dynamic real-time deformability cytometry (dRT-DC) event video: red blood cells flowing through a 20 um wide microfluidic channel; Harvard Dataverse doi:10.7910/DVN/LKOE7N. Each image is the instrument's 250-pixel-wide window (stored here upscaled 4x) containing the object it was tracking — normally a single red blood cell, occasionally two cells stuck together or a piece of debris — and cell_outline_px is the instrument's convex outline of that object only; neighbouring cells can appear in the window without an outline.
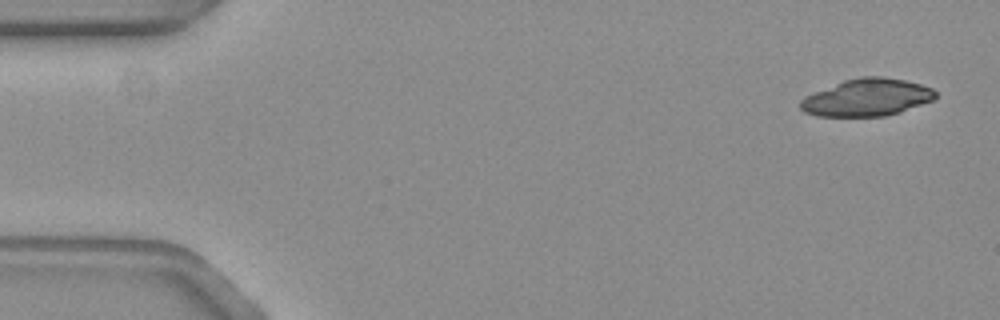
{"species": "common noctule bat (a hibernating species)", "species_latin": "Nyctalus noctula", "temperature_condition": "warm", "stored_images_in_passage": 7, "camera_frame_rate_fps": 3000, "um_per_image_px": 0.085, "animal": {"sex": "female", "body_mass_g": 19.3, "forearm_length_mm": 54.1}, "frame": {"image": 1, "passage_image": 1, "time_ms": 0.0, "image_size_px": [1000, 320], "cell_outline_px": [[936, 96], [932, 100], [900, 112], [884, 116], [816, 116], [804, 112], [800, 108], [800, 100], [804, 96], [844, 80], [864, 76], [880, 76], [904, 80], [920, 84], [932, 88], [936, 92]], "centroid_in_image_um": [73.66, 8.29], "position_along_channel_um": 11.3, "area_um2": 29.19}}